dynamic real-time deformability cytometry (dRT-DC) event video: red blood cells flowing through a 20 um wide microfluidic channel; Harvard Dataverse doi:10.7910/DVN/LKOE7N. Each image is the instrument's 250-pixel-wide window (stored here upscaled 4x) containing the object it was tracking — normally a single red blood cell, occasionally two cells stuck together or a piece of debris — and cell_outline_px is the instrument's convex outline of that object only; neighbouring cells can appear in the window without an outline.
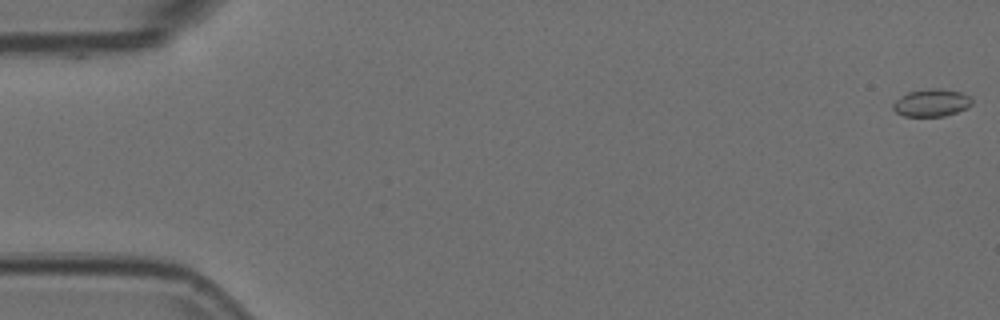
{"species": "Egyptian fruit bat (a non-hibernating species)", "species_latin": "Rousettus aegyptiacus", "temperature_condition": "room temperature", "stored_images_in_passage": 14, "camera_frame_rate_fps": 3000, "um_per_image_px": 0.085, "animal": {"sex": "female"}, "frame": {"image": 1, "passage_image": 1, "time_ms": 0.0, "image_size_px": [1000, 320], "cell_outline_px": [[972, 104], [968, 108], [944, 116], [904, 116], [896, 112], [892, 108], [892, 104], [900, 96], [908, 92], [928, 88], [940, 88], [960, 92], [968, 96], [972, 100]], "centroid_in_image_um": [79.16, 8.73], "position_along_channel_um": 5.8, "area_um2": 12.66}}